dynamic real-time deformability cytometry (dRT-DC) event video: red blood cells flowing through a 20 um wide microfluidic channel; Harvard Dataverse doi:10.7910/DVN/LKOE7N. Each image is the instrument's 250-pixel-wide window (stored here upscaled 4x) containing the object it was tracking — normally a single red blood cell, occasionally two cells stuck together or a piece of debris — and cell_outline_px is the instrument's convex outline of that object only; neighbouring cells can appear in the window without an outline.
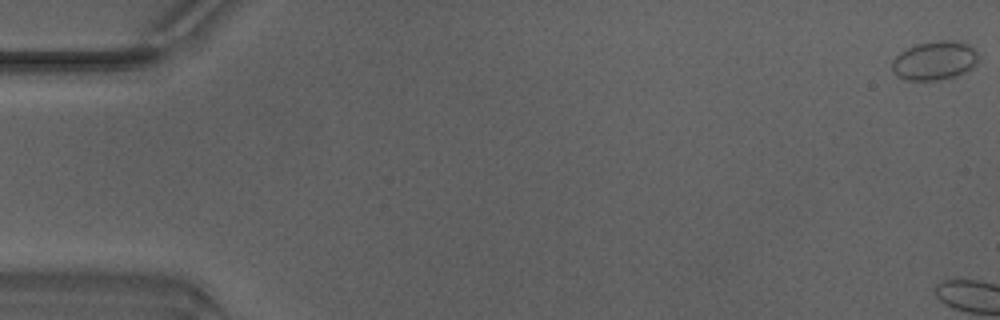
{"species": "Egyptian fruit bat (a non-hibernating species)", "species_latin": "Rousettus aegyptiacus", "temperature_condition": "warm", "stored_images_in_passage": 4, "camera_frame_rate_fps": 3000, "um_per_image_px": 0.085, "animal": {"sex": "male"}, "frame": {"image": 1, "passage_image": 1, "time_ms": 0.0, "image_size_px": [1000, 320], "cell_outline_px": [[980, 56], [972, 68], [964, 72], [952, 76], [936, 80], [904, 80], [896, 76], [892, 68], [892, 60], [900, 52], [916, 44], [940, 40], [952, 40], [968, 44]], "centroid_in_image_um": [79.42, 5.14], "position_along_channel_um": 5.6, "area_um2": 19.42}}